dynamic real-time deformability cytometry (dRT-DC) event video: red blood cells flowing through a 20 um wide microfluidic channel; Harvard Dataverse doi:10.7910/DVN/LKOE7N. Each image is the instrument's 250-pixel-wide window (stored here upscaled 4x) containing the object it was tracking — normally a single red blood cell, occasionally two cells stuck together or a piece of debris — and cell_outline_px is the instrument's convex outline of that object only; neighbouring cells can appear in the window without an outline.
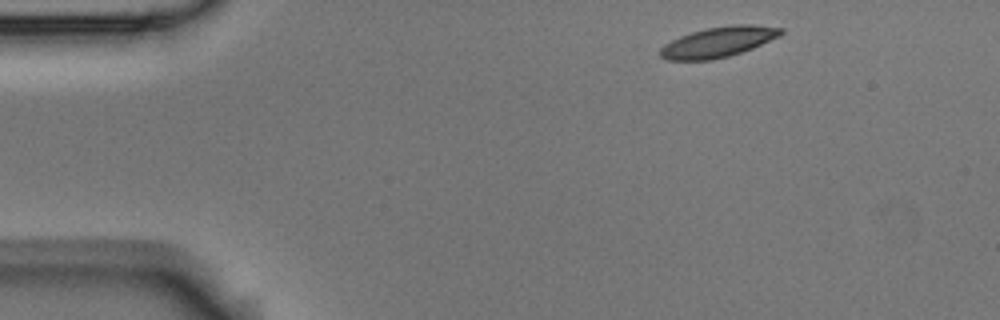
{"species": "Egyptian fruit bat (a non-hibernating species)", "species_latin": "Rousettus aegyptiacus", "temperature_condition": "room temperature", "stored_images_in_passage": 2, "camera_frame_rate_fps": 3000, "um_per_image_px": 0.085, "animal": {"sex": "male"}, "frame": {"image": 1, "passage_image": 1, "time_ms": 0.0, "image_size_px": [1000, 320], "cell_outline_px": [[784, 32], [780, 36], [752, 48], [728, 56], [712, 60], [664, 60], [660, 56], [660, 48], [664, 44], [680, 36], [692, 32], [708, 28], [732, 24], [752, 24], [784, 28]], "centroid_in_image_um": [61.06, 3.56], "position_along_channel_um": 23.9, "area_um2": 21.33}}